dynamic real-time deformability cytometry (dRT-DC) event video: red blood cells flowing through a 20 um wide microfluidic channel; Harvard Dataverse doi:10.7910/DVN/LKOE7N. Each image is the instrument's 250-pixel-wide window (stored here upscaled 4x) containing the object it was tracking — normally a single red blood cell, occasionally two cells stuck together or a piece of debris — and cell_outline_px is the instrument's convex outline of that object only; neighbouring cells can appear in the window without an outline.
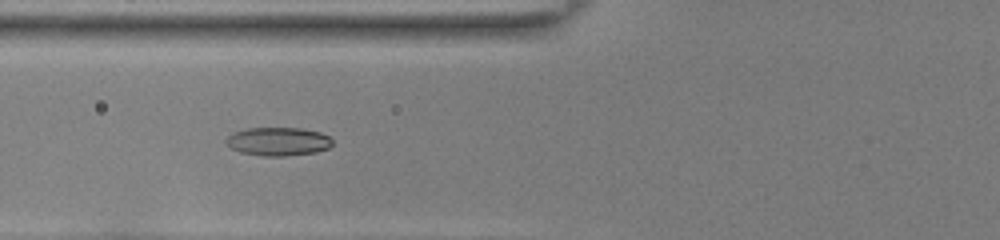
{"species": "common noctule bat (a hibernating species)", "species_latin": "Nyctalus noctula", "temperature_condition": "room temperature", "stored_images_in_passage": 42, "camera_frame_rate_fps": 3000, "um_per_image_px": 0.085, "animal": {"sex": "female", "body_mass_g": 22.0, "forearm_length_mm": 56.7}, "frame": {"image": 1, "passage_image": 11, "time_ms": 3.333, "image_size_px": [1000, 240], "cell_outline_px": [[332, 144], [328, 148], [316, 152], [284, 156], [260, 156], [240, 152], [232, 148], [224, 140], [232, 132], [248, 128], [300, 128], [320, 132], [328, 136], [332, 140]], "centroid_in_image_um": [23.63, 12.02], "position_along_channel_um": 102.2, "area_um2": 17.63}}
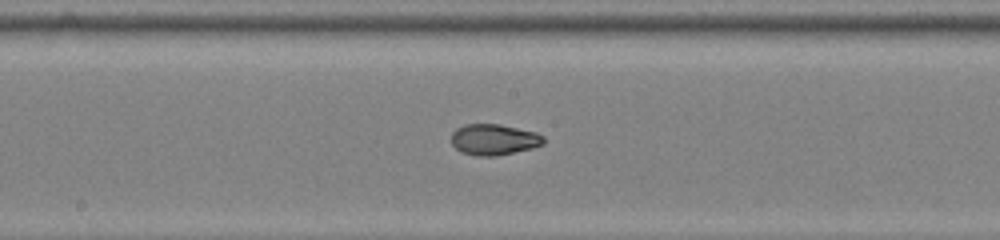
{"frame": {"image": 2, "passage_image": 19, "time_ms": 6.0, "image_size_px": [1000, 240], "cell_outline_px": [[544, 144], [532, 148], [496, 156], [476, 156], [464, 152], [456, 148], [452, 144], [452, 132], [456, 128], [464, 124], [500, 124], [536, 132], [544, 136]], "centroid_in_image_um": [41.99, 11.85], "position_along_channel_um": 206.2, "area_um2": 16.65}}
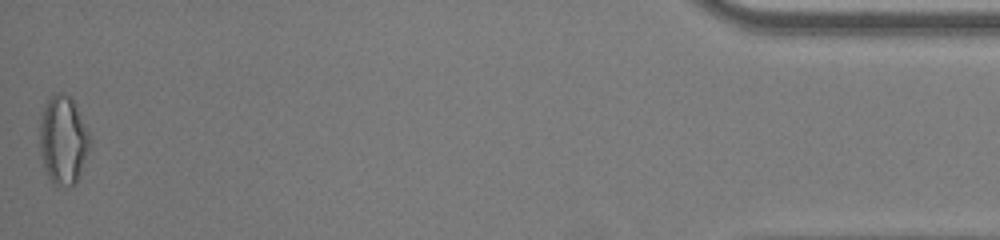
{"frame": {"image": 3, "passage_image": 42, "time_ms": 13.667, "image_size_px": [1000, 240], "cell_outline_px": [[88, 148], [76, 180], [72, 184], [56, 188], [48, 176], [44, 168], [40, 156], [40, 120], [44, 104], [48, 96], [56, 92], [60, 92], [72, 96], [88, 132]], "centroid_in_image_um": [5.3, 11.85], "position_along_channel_um": 429.9, "area_um2": 25.61}, "authors_computed_cell_mechanics": {"area_um2": 17.2533, "velocity_mm_per_s": 3.9049, "shape_relaxation_time_tau1_ms": 8.6388, "shape_relaxation_time_tau2_ms": 1.356, "deformation_change_tau1": 0.2282, "deformation_change_tau2": 0.0534}}